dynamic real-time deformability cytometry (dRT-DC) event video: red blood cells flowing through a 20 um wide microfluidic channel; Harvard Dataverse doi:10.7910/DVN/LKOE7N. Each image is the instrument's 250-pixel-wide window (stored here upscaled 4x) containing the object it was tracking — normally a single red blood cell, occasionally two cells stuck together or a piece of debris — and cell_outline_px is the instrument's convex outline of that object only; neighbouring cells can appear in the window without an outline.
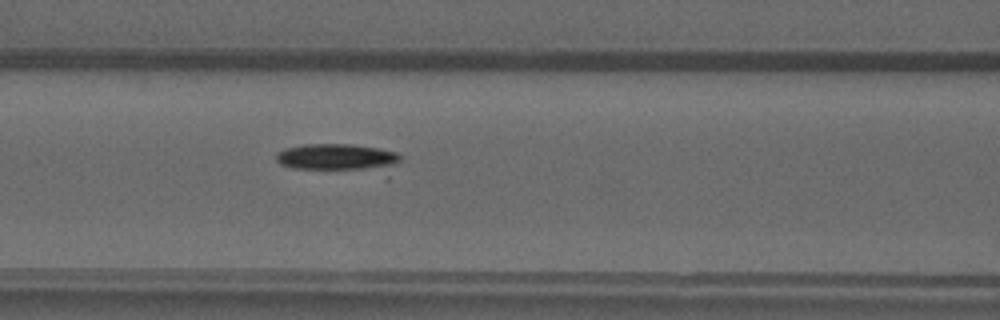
{"species": "common noctule bat (a hibernating species)", "species_latin": "Nyctalus noctula", "temperature_condition": "warm", "stored_images_in_passage": 49, "camera_frame_rate_fps": 3000, "um_per_image_px": 0.085, "animal": {"sex": "male", "forearm_length_mm": 52.5}, "frame": {"image": 1, "passage_image": 21, "time_ms": 6.667, "image_size_px": [1000, 320], "cell_outline_px": [[404, 156], [388, 180], [296, 168], [280, 164], [276, 160], [276, 152], [284, 148], [304, 144], [348, 144], [380, 148], [396, 152]], "centroid_in_image_um": [29.05, 13.56], "position_along_channel_um": 137.5, "area_um2": 23.41}}
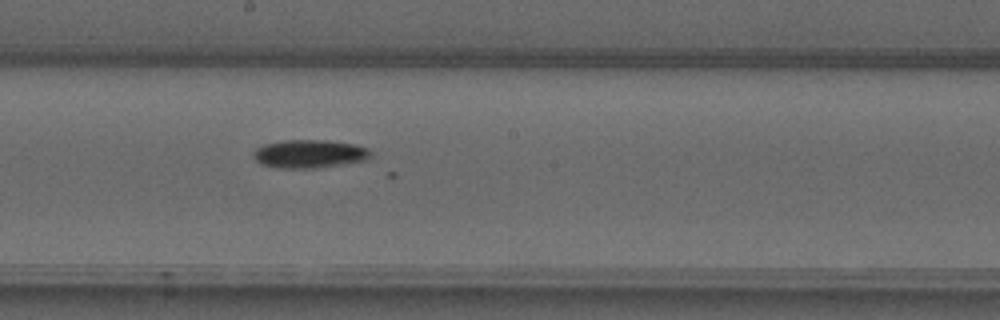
{"frame": {"image": 2, "passage_image": 27, "time_ms": 8.667, "image_size_px": [1000, 320], "cell_outline_px": [[372, 152], [368, 160], [344, 164], [316, 168], [276, 168], [260, 164], [252, 156], [252, 152], [256, 148], [264, 144], [284, 140], [328, 140], [352, 144], [368, 148]], "centroid_in_image_um": [26.28, 13.08], "position_along_channel_um": 221.9, "area_um2": 19.54}}
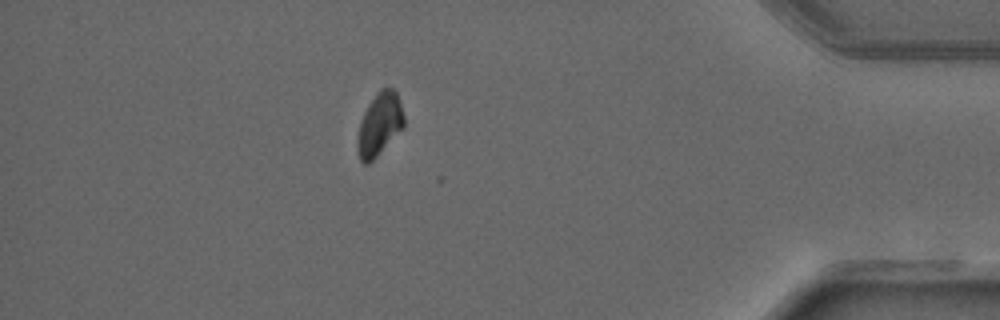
{"frame": {"image": 3, "passage_image": 43, "time_ms": 14.0, "image_size_px": [1000, 320], "cell_outline_px": [[404, 128], [368, 164], [364, 164], [360, 160], [356, 148], [356, 144], [360, 124], [364, 112], [368, 104], [380, 88], [396, 88], [404, 116]], "centroid_in_image_um": [32.27, 10.55], "position_along_channel_um": 402.9, "area_um2": 17.05}}